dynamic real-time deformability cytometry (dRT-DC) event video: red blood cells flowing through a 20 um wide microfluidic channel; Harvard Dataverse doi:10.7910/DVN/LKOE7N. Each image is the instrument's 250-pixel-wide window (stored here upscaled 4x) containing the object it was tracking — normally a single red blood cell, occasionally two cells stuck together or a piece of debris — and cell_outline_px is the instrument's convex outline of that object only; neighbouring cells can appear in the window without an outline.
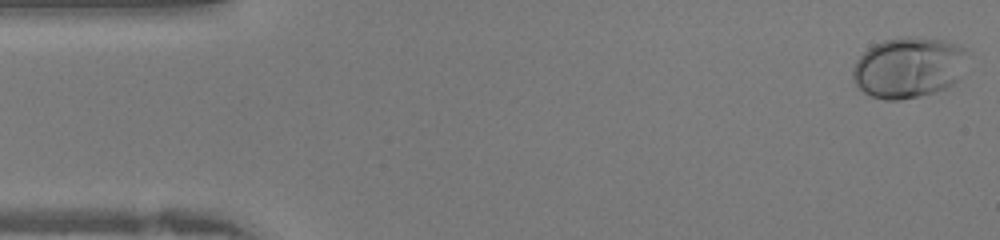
{"species": "human", "species_latin": "Homo sapiens", "temperature_condition": "warm", "stored_images_in_passage": 41, "camera_frame_rate_fps": 3000, "um_per_image_px": 0.085, "donor": {"sex": "female"}, "frame": {"image": 1, "passage_image": 1, "time_ms": 0.0, "image_size_px": [1000, 240], "cell_outline_px": [[968, 52], [956, 80], [952, 84], [936, 92], [920, 96], [900, 100], [884, 100], [872, 96], [864, 92], [852, 80], [852, 68], [856, 60], [868, 48], [884, 40], [908, 36], [912, 36], [944, 40], [956, 44], [964, 48]], "centroid_in_image_um": [77.18, 5.73], "position_along_channel_um": 7.8, "area_um2": 40.46}}
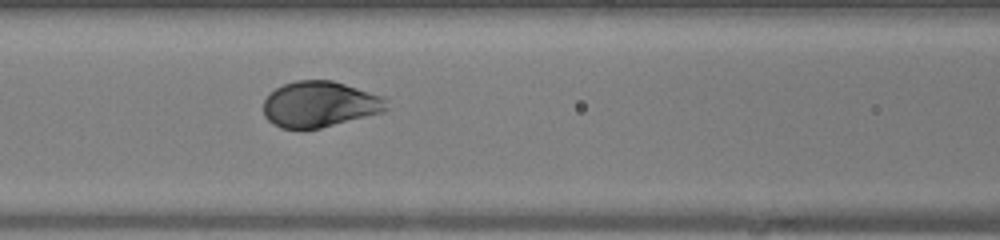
{"frame": {"image": 2, "passage_image": 17, "time_ms": 5.333, "image_size_px": [1000, 240], "cell_outline_px": [[388, 108], [384, 112], [320, 128], [300, 132], [280, 128], [272, 124], [264, 116], [264, 100], [276, 88], [284, 84], [296, 80], [332, 80], [384, 96], [388, 100]], "centroid_in_image_um": [27.18, 8.89], "position_along_channel_um": 139.4, "area_um2": 33.52}}
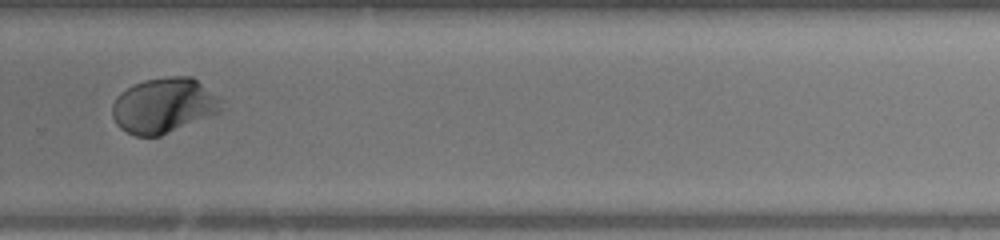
{"frame": {"image": 3, "passage_image": 28, "time_ms": 9.0, "image_size_px": [1000, 240], "cell_outline_px": [[224, 108], [220, 112], [160, 136], [136, 136], [120, 128], [116, 124], [112, 116], [112, 104], [120, 92], [132, 84], [144, 80], [164, 76], [192, 76], [216, 96], [220, 100]], "centroid_in_image_um": [13.89, 8.96], "position_along_channel_um": 315.9, "area_um2": 35.08}}